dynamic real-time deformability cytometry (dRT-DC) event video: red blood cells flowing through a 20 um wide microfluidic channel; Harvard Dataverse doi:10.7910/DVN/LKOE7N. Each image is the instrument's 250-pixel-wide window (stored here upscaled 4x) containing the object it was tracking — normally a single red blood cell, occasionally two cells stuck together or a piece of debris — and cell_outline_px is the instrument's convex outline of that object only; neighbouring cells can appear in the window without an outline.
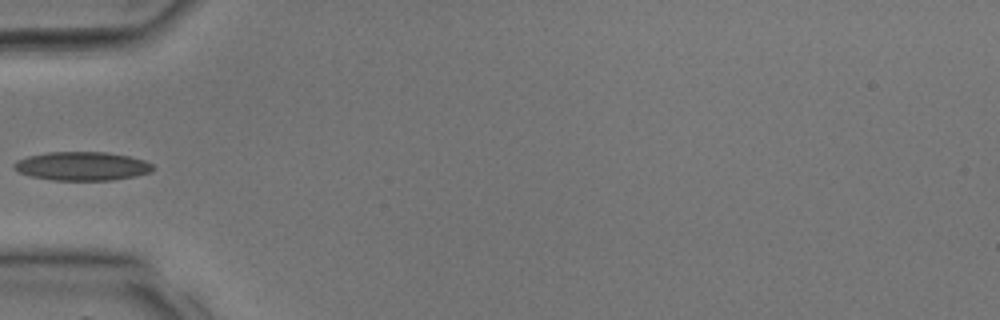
{"species": "common noctule bat (a hibernating species)", "species_latin": "Nyctalus noctula", "temperature_condition": "room temperature", "stored_images_in_passage": 23, "camera_frame_rate_fps": 3000, "um_per_image_px": 0.085, "animal": {"sex": "male", "body_mass_g": 17.9, "forearm_length_mm": 54.2}, "frame": {"image": 1, "passage_image": 1, "time_ms": 0.0, "image_size_px": [1000, 320], "cell_outline_px": [[156, 168], [152, 172], [136, 176], [112, 180], [52, 180], [32, 176], [20, 172], [12, 168], [12, 164], [16, 160], [28, 156], [48, 152], [108, 152], [128, 156], [144, 160], [152, 164]], "centroid_in_image_um": [6.99, 14.12], "position_along_channel_um": 78.0, "area_um2": 23.35}}
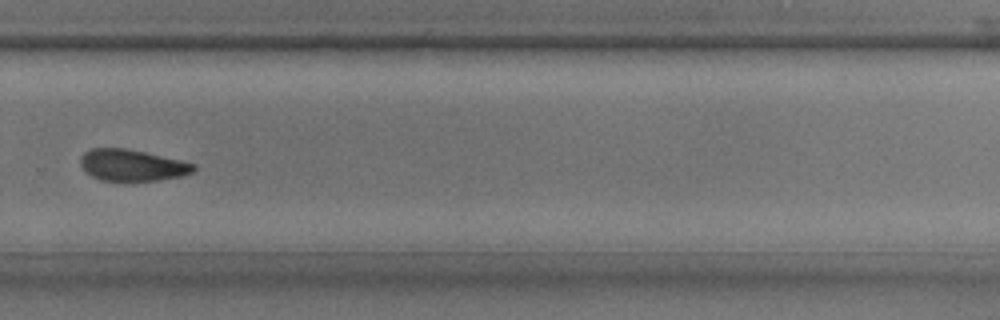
{"frame": {"image": 2, "passage_image": 13, "time_ms": 4.0, "image_size_px": [1000, 320], "cell_outline_px": [[196, 168], [192, 172], [180, 176], [156, 180], [100, 180], [84, 172], [80, 164], [80, 156], [84, 152], [92, 148], [124, 148], [144, 152], [180, 160], [196, 164]], "centroid_in_image_um": [11.18, 14.03], "position_along_channel_um": 318.6, "area_um2": 20.58}}
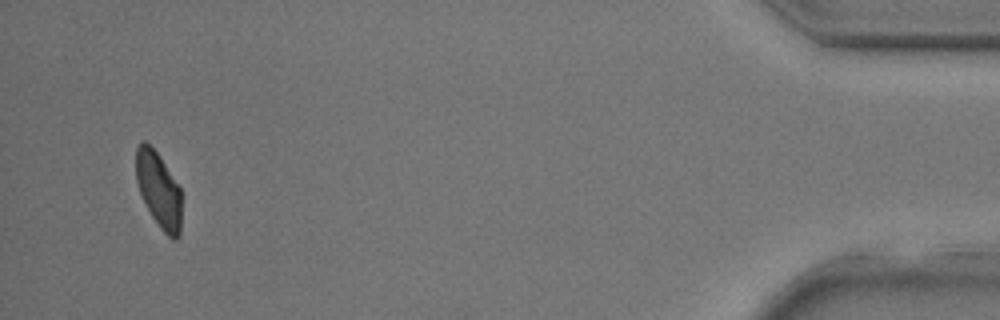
{"frame": {"image": 3, "passage_image": 22, "time_ms": 7.0, "image_size_px": [1000, 320], "cell_outline_px": [[180, 236], [176, 240], [172, 240], [160, 228], [152, 216], [140, 192], [136, 180], [136, 148], [140, 140], [144, 140], [160, 156], [180, 188]], "centroid_in_image_um": [13.48, 16.13], "position_along_channel_um": 421.7, "area_um2": 19.83}}